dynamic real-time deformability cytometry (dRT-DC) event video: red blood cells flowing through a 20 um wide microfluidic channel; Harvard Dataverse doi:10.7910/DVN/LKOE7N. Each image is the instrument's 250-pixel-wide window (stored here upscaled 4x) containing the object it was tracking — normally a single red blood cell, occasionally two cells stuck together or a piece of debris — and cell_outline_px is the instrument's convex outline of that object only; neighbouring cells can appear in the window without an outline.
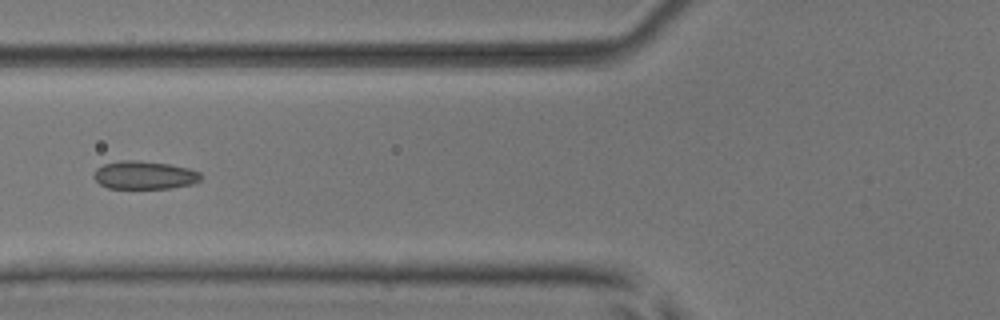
{"species": "common noctule bat (a hibernating species)", "species_latin": "Nyctalus noctula", "temperature_condition": "room temperature", "stored_images_in_passage": 7, "camera_frame_rate_fps": 3000, "um_per_image_px": 0.085, "animal": {"sex": "male", "body_mass_g": 17.9, "forearm_length_mm": 54.2}, "frame": {"image": 1, "passage_image": 7, "time_ms": 2.0, "image_size_px": [1000, 320], "cell_outline_px": [[200, 180], [192, 184], [168, 188], [108, 188], [100, 184], [92, 176], [96, 168], [104, 164], [120, 160], [136, 160], [168, 164], [188, 168], [200, 172]], "centroid_in_image_um": [12.24, 14.88], "position_along_channel_um": 113.6, "area_um2": 17.46}}